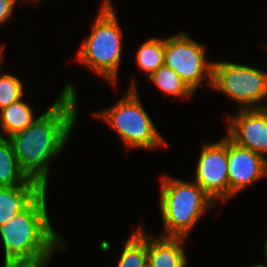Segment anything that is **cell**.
I'll list each match as a JSON object with an SVG mask.
<instances>
[{
    "instance_id": "cell-21",
    "label": "cell",
    "mask_w": 267,
    "mask_h": 267,
    "mask_svg": "<svg viewBox=\"0 0 267 267\" xmlns=\"http://www.w3.org/2000/svg\"><path fill=\"white\" fill-rule=\"evenodd\" d=\"M4 47H5V45H1V46H0V66H1V64H2V61L5 59V58H4V52H3V51H4V50H3Z\"/></svg>"
},
{
    "instance_id": "cell-1",
    "label": "cell",
    "mask_w": 267,
    "mask_h": 267,
    "mask_svg": "<svg viewBox=\"0 0 267 267\" xmlns=\"http://www.w3.org/2000/svg\"><path fill=\"white\" fill-rule=\"evenodd\" d=\"M60 94L31 125L9 137L21 169L45 188L50 163L64 149L77 120L74 86L66 84Z\"/></svg>"
},
{
    "instance_id": "cell-17",
    "label": "cell",
    "mask_w": 267,
    "mask_h": 267,
    "mask_svg": "<svg viewBox=\"0 0 267 267\" xmlns=\"http://www.w3.org/2000/svg\"><path fill=\"white\" fill-rule=\"evenodd\" d=\"M148 78L163 91L164 95L180 97L183 101L195 94L177 73L166 65L159 67Z\"/></svg>"
},
{
    "instance_id": "cell-7",
    "label": "cell",
    "mask_w": 267,
    "mask_h": 267,
    "mask_svg": "<svg viewBox=\"0 0 267 267\" xmlns=\"http://www.w3.org/2000/svg\"><path fill=\"white\" fill-rule=\"evenodd\" d=\"M206 52L202 43L180 32L165 39L164 65L195 93L203 80L212 86L213 62L206 59Z\"/></svg>"
},
{
    "instance_id": "cell-24",
    "label": "cell",
    "mask_w": 267,
    "mask_h": 267,
    "mask_svg": "<svg viewBox=\"0 0 267 267\" xmlns=\"http://www.w3.org/2000/svg\"><path fill=\"white\" fill-rule=\"evenodd\" d=\"M25 1H26V2H27V1H28V2H29V1H30V2H32V1H33V2H37V1H39V0H25Z\"/></svg>"
},
{
    "instance_id": "cell-23",
    "label": "cell",
    "mask_w": 267,
    "mask_h": 267,
    "mask_svg": "<svg viewBox=\"0 0 267 267\" xmlns=\"http://www.w3.org/2000/svg\"><path fill=\"white\" fill-rule=\"evenodd\" d=\"M242 267H267V266L262 263V264H257V265L255 264L252 266H242Z\"/></svg>"
},
{
    "instance_id": "cell-12",
    "label": "cell",
    "mask_w": 267,
    "mask_h": 267,
    "mask_svg": "<svg viewBox=\"0 0 267 267\" xmlns=\"http://www.w3.org/2000/svg\"><path fill=\"white\" fill-rule=\"evenodd\" d=\"M45 189L34 179L20 186L0 187V226L25 210Z\"/></svg>"
},
{
    "instance_id": "cell-11",
    "label": "cell",
    "mask_w": 267,
    "mask_h": 267,
    "mask_svg": "<svg viewBox=\"0 0 267 267\" xmlns=\"http://www.w3.org/2000/svg\"><path fill=\"white\" fill-rule=\"evenodd\" d=\"M185 237H154L147 234L148 267H187Z\"/></svg>"
},
{
    "instance_id": "cell-16",
    "label": "cell",
    "mask_w": 267,
    "mask_h": 267,
    "mask_svg": "<svg viewBox=\"0 0 267 267\" xmlns=\"http://www.w3.org/2000/svg\"><path fill=\"white\" fill-rule=\"evenodd\" d=\"M165 39L152 37L145 40L136 52L139 69L148 77L164 65Z\"/></svg>"
},
{
    "instance_id": "cell-6",
    "label": "cell",
    "mask_w": 267,
    "mask_h": 267,
    "mask_svg": "<svg viewBox=\"0 0 267 267\" xmlns=\"http://www.w3.org/2000/svg\"><path fill=\"white\" fill-rule=\"evenodd\" d=\"M211 87L241 104L239 109L267 107V103H263L267 99L265 70L241 63L213 62Z\"/></svg>"
},
{
    "instance_id": "cell-18",
    "label": "cell",
    "mask_w": 267,
    "mask_h": 267,
    "mask_svg": "<svg viewBox=\"0 0 267 267\" xmlns=\"http://www.w3.org/2000/svg\"><path fill=\"white\" fill-rule=\"evenodd\" d=\"M23 95L22 80L14 75L0 71V110L23 98Z\"/></svg>"
},
{
    "instance_id": "cell-15",
    "label": "cell",
    "mask_w": 267,
    "mask_h": 267,
    "mask_svg": "<svg viewBox=\"0 0 267 267\" xmlns=\"http://www.w3.org/2000/svg\"><path fill=\"white\" fill-rule=\"evenodd\" d=\"M147 266V233L140 226L135 228L125 242L117 267Z\"/></svg>"
},
{
    "instance_id": "cell-22",
    "label": "cell",
    "mask_w": 267,
    "mask_h": 267,
    "mask_svg": "<svg viewBox=\"0 0 267 267\" xmlns=\"http://www.w3.org/2000/svg\"><path fill=\"white\" fill-rule=\"evenodd\" d=\"M264 256H265V261H267V239L265 240V243H264Z\"/></svg>"
},
{
    "instance_id": "cell-8",
    "label": "cell",
    "mask_w": 267,
    "mask_h": 267,
    "mask_svg": "<svg viewBox=\"0 0 267 267\" xmlns=\"http://www.w3.org/2000/svg\"><path fill=\"white\" fill-rule=\"evenodd\" d=\"M195 182L215 201L229 199L228 137L203 143L197 161Z\"/></svg>"
},
{
    "instance_id": "cell-20",
    "label": "cell",
    "mask_w": 267,
    "mask_h": 267,
    "mask_svg": "<svg viewBox=\"0 0 267 267\" xmlns=\"http://www.w3.org/2000/svg\"><path fill=\"white\" fill-rule=\"evenodd\" d=\"M52 257H46L44 259L38 260V261H32V262H10L3 264V267H47L48 261H50V258Z\"/></svg>"
},
{
    "instance_id": "cell-4",
    "label": "cell",
    "mask_w": 267,
    "mask_h": 267,
    "mask_svg": "<svg viewBox=\"0 0 267 267\" xmlns=\"http://www.w3.org/2000/svg\"><path fill=\"white\" fill-rule=\"evenodd\" d=\"M92 25L90 35L82 42L76 61L116 84L122 54V29L111 0H104Z\"/></svg>"
},
{
    "instance_id": "cell-9",
    "label": "cell",
    "mask_w": 267,
    "mask_h": 267,
    "mask_svg": "<svg viewBox=\"0 0 267 267\" xmlns=\"http://www.w3.org/2000/svg\"><path fill=\"white\" fill-rule=\"evenodd\" d=\"M227 123L226 136L231 141L267 159V107L239 109Z\"/></svg>"
},
{
    "instance_id": "cell-10",
    "label": "cell",
    "mask_w": 267,
    "mask_h": 267,
    "mask_svg": "<svg viewBox=\"0 0 267 267\" xmlns=\"http://www.w3.org/2000/svg\"><path fill=\"white\" fill-rule=\"evenodd\" d=\"M267 176V159L228 138L229 199Z\"/></svg>"
},
{
    "instance_id": "cell-3",
    "label": "cell",
    "mask_w": 267,
    "mask_h": 267,
    "mask_svg": "<svg viewBox=\"0 0 267 267\" xmlns=\"http://www.w3.org/2000/svg\"><path fill=\"white\" fill-rule=\"evenodd\" d=\"M162 177L159 207L165 232L160 236L187 238L200 217L216 203L195 181Z\"/></svg>"
},
{
    "instance_id": "cell-2",
    "label": "cell",
    "mask_w": 267,
    "mask_h": 267,
    "mask_svg": "<svg viewBox=\"0 0 267 267\" xmlns=\"http://www.w3.org/2000/svg\"><path fill=\"white\" fill-rule=\"evenodd\" d=\"M47 188L23 211L0 226L4 264L32 262L54 254L67 244L55 231L47 212Z\"/></svg>"
},
{
    "instance_id": "cell-19",
    "label": "cell",
    "mask_w": 267,
    "mask_h": 267,
    "mask_svg": "<svg viewBox=\"0 0 267 267\" xmlns=\"http://www.w3.org/2000/svg\"><path fill=\"white\" fill-rule=\"evenodd\" d=\"M20 0H0V26L2 23L7 22L9 18L13 15V8L16 6L17 2ZM21 2H26L21 0Z\"/></svg>"
},
{
    "instance_id": "cell-5",
    "label": "cell",
    "mask_w": 267,
    "mask_h": 267,
    "mask_svg": "<svg viewBox=\"0 0 267 267\" xmlns=\"http://www.w3.org/2000/svg\"><path fill=\"white\" fill-rule=\"evenodd\" d=\"M92 115L107 123L118 134L127 149L154 150L168 146L144 109L134 79L128 92L117 103Z\"/></svg>"
},
{
    "instance_id": "cell-13",
    "label": "cell",
    "mask_w": 267,
    "mask_h": 267,
    "mask_svg": "<svg viewBox=\"0 0 267 267\" xmlns=\"http://www.w3.org/2000/svg\"><path fill=\"white\" fill-rule=\"evenodd\" d=\"M30 180L21 169L9 138L0 137V187L20 186Z\"/></svg>"
},
{
    "instance_id": "cell-14",
    "label": "cell",
    "mask_w": 267,
    "mask_h": 267,
    "mask_svg": "<svg viewBox=\"0 0 267 267\" xmlns=\"http://www.w3.org/2000/svg\"><path fill=\"white\" fill-rule=\"evenodd\" d=\"M35 114L31 106L21 99L14 102L7 108L0 110V125L1 130L6 133L0 137L9 138L13 134L25 130L29 125H31L36 119Z\"/></svg>"
}]
</instances>
